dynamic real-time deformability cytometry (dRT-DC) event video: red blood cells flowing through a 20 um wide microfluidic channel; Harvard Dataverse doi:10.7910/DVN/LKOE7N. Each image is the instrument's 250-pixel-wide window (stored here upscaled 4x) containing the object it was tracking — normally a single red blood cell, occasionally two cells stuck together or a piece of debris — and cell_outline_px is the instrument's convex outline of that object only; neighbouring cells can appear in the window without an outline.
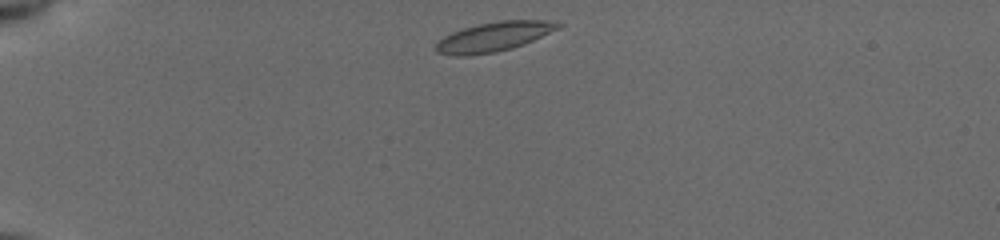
{"species": "common noctule bat (a hibernating species)", "species_latin": "Nyctalus noctula", "temperature_condition": "cold", "stored_images_in_passage": 41, "camera_frame_rate_fps": 3000, "um_per_image_px": 0.085, "animal": {"sex": "female", "body_mass_g": 19.5, "forearm_length_mm": 54.1}, "frame": {"image": 1, "passage_image": 1, "time_ms": 0.0, "image_size_px": [1000, 240], "cell_outline_px": [[564, 24], [560, 28], [524, 44], [512, 48], [496, 52], [468, 56], [456, 56], [436, 52], [436, 44], [444, 36], [452, 32], [476, 24], [500, 20], [556, 20]], "centroid_in_image_um": [42.02, 3.11], "position_along_channel_um": 43.0, "area_um2": 21.15}}
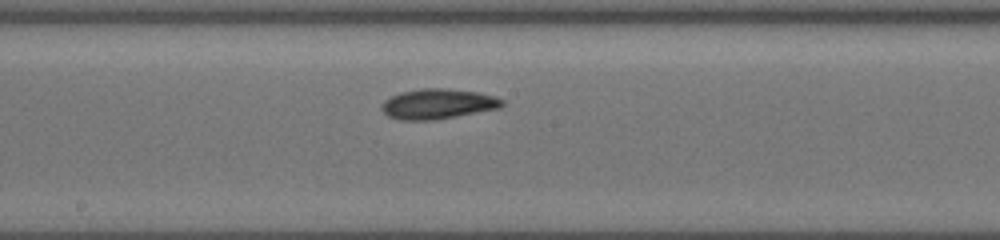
{"frame": {"image": 2, "passage_image": 18, "time_ms": 5.667, "image_size_px": [1000, 240], "cell_outline_px": [[504, 104], [500, 108], [436, 120], [400, 120], [388, 116], [380, 108], [384, 100], [400, 92], [424, 88], [448, 88], [476, 92], [496, 96], [504, 100]], "centroid_in_image_um": [37.23, 8.83], "position_along_channel_um": 211.0, "area_um2": 21.27}}
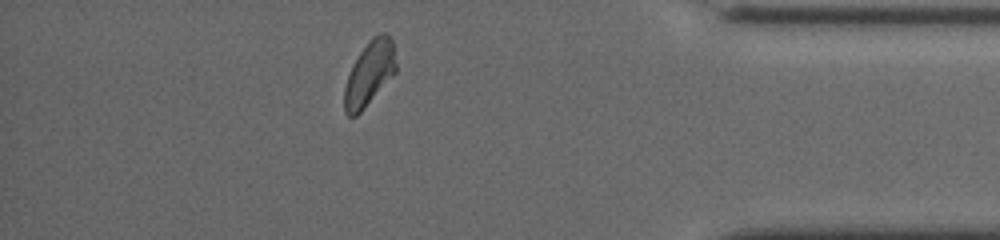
{"frame": {"image": 3, "passage_image": 35, "time_ms": 11.333, "image_size_px": [1000, 240], "cell_outline_px": [[396, 72], [360, 112], [356, 116], [348, 116], [344, 112], [344, 88], [352, 64], [368, 40], [372, 36], [384, 32], [388, 32], [392, 36], [396, 64]], "centroid_in_image_um": [31.4, 6.2], "position_along_channel_um": 403.8, "area_um2": 19.42}, "authors_computed_cell_mechanics": {"area_um2": 19.941, "velocity_mm_per_s": 3.8714, "shape_relaxation_time_tau1_ms": 2.7506, "shape_relaxation_time_tau2_ms": 4.6439, "deformation_change_tau1": 0.1095, "deformation_change_tau2": 0.1}}